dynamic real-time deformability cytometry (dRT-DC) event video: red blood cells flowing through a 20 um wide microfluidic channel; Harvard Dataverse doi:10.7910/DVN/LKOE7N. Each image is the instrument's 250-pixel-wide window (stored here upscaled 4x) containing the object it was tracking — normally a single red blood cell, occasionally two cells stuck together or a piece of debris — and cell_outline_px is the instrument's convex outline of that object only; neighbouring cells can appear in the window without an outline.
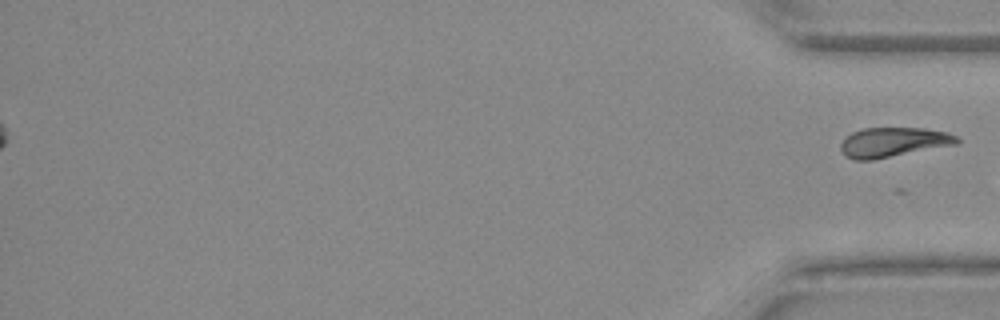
{"species": "Egyptian fruit bat (a non-hibernating species)", "species_latin": "Rousettus aegyptiacus", "temperature_condition": "warm", "stored_images_in_passage": 35, "segment_of_instrument_passage": [2, 2], "camera_frame_rate_fps": 3000, "um_per_image_px": 0.085, "animal": {"sex": "female"}, "frame": {"image": 1, "passage_image": 35, "time_ms": 11.333, "image_size_px": [1000, 320], "cell_outline_px": [[960, 140], [956, 144], [872, 160], [856, 160], [848, 156], [840, 148], [840, 144], [852, 132], [864, 128], [924, 128], [944, 132], [956, 136]], "centroid_in_image_um": [75.93, 12.08], "position_along_channel_um": 359.3, "area_um2": 19.65}}